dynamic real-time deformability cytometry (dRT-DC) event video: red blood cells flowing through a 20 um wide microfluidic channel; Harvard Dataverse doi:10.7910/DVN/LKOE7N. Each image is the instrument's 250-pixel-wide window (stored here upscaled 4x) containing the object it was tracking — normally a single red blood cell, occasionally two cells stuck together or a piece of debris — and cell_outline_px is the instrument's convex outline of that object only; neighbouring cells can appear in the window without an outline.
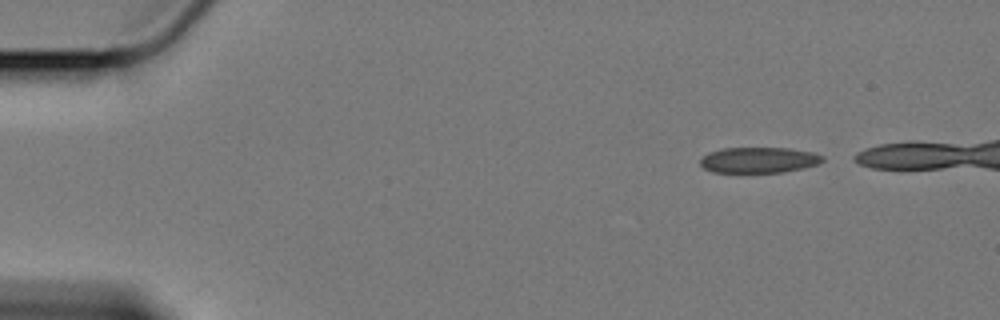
{"species": "Egyptian fruit bat (a non-hibernating species)", "species_latin": "Rousettus aegyptiacus", "temperature_condition": "cold", "stored_images_in_passage": 46, "camera_frame_rate_fps": 3000, "um_per_image_px": 0.085, "animal": {"sex": "female"}, "frame": {"image": 1, "passage_image": 1, "time_ms": 0.0, "image_size_px": [1000, 320], "cell_outline_px": [[824, 160], [820, 164], [804, 168], [784, 172], [712, 172], [704, 168], [700, 164], [700, 160], [708, 152], [724, 148], [788, 148], [812, 152], [824, 156]], "centroid_in_image_um": [64.53, 13.6], "position_along_channel_um": 20.5, "area_um2": 18.38}}
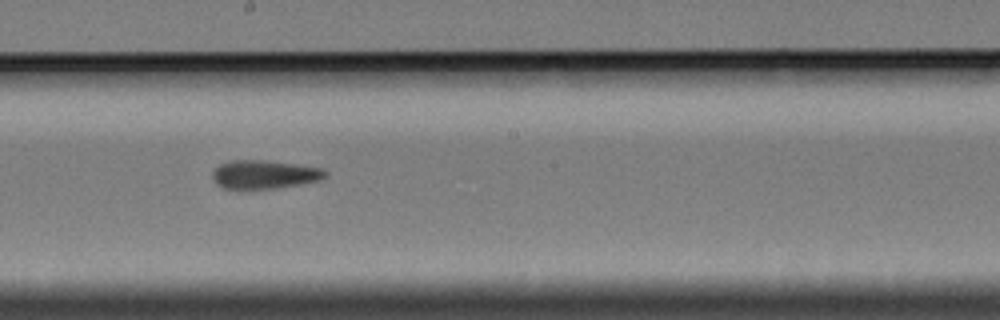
{"frame": {"image": 2, "passage_image": 27, "time_ms": 8.667, "image_size_px": [1000, 320], "cell_outline_px": [[328, 176], [320, 180], [276, 188], [224, 188], [216, 184], [212, 176], [212, 172], [220, 164], [232, 160], [264, 160], [296, 164], [324, 168], [328, 172]], "centroid_in_image_um": [22.5, 14.81], "position_along_channel_um": 225.7, "area_um2": 18.67}}
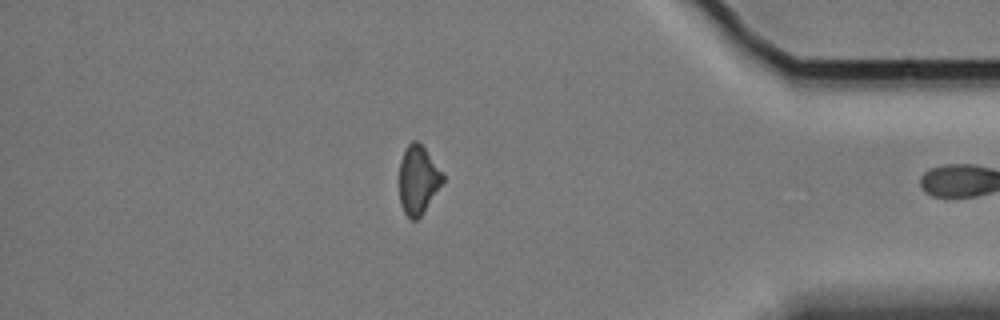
{"frame": {"image": 3, "passage_image": 45, "time_ms": 14.667, "image_size_px": [1000, 320], "cell_outline_px": [[444, 180], [420, 216], [416, 220], [408, 220], [400, 204], [400, 160], [408, 144], [412, 140], [416, 140], [424, 148], [444, 176]], "centroid_in_image_um": [35.51, 15.31], "position_along_channel_um": 399.7, "area_um2": 16.94}}